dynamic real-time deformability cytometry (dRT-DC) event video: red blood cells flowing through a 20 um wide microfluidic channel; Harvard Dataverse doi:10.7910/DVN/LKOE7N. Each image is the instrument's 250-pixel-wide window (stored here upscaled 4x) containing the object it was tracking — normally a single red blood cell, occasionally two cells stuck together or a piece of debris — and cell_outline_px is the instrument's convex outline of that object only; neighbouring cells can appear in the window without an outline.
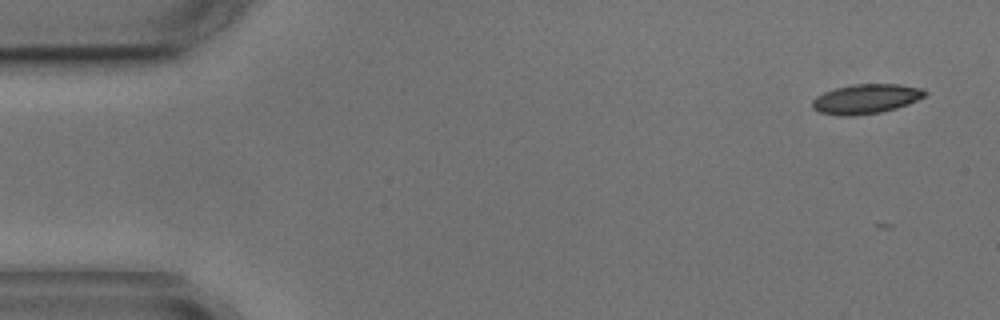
{"species": "common noctule bat (a hibernating species)", "species_latin": "Nyctalus noctula", "temperature_condition": "cold", "stored_images_in_passage": 6, "camera_frame_rate_fps": 3000, "um_per_image_px": 0.085, "animal": {"sex": "male", "body_mass_g": 17.9, "forearm_length_mm": 54.2}, "frame": {"image": 1, "passage_image": 1, "time_ms": 0.0, "image_size_px": [1000, 320], "cell_outline_px": [[928, 92], [924, 96], [908, 104], [896, 108], [880, 112], [852, 116], [840, 116], [820, 112], [812, 108], [812, 100], [816, 96], [824, 92], [836, 88], [852, 84], [900, 84], [924, 88]], "centroid_in_image_um": [73.61, 8.4], "position_along_channel_um": 11.4, "area_um2": 19.48}}